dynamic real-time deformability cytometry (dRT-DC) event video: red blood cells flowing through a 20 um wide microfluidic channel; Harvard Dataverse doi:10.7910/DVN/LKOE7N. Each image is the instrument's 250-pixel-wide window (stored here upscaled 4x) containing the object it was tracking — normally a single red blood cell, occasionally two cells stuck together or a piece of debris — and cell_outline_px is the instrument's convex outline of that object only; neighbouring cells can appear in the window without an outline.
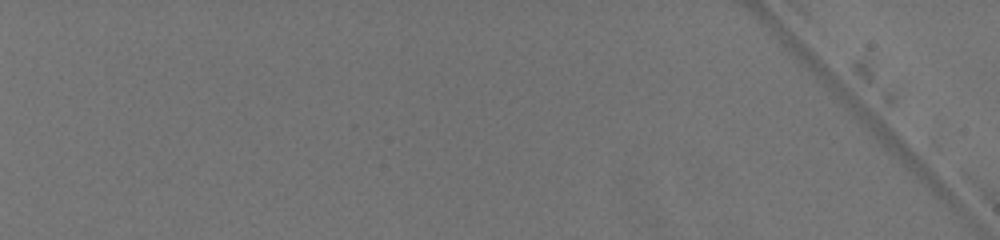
{"species": "common noctule bat (a hibernating species)", "species_latin": "Nyctalus noctula", "temperature_condition": "warm", "stored_images_in_passage": 3, "camera_frame_rate_fps": 3000, "um_per_image_px": 0.085, "animal": {"sex": "female", "body_mass_g": 19.5, "forearm_length_mm": 54.1}, "frame": {"image": 1, "passage_image": 2, "time_ms": 0.333, "image_size_px": [1000, 240], "cell_outline_px": [[224, 172], [200, 196], [172, 220], [156, 224], [156, 208], [160, 200], [180, 180], [220, 160]], "centroid_in_image_um": [15.9, 16.34], "position_along_channel_um": 69.1, "area_um2": 12.37}}